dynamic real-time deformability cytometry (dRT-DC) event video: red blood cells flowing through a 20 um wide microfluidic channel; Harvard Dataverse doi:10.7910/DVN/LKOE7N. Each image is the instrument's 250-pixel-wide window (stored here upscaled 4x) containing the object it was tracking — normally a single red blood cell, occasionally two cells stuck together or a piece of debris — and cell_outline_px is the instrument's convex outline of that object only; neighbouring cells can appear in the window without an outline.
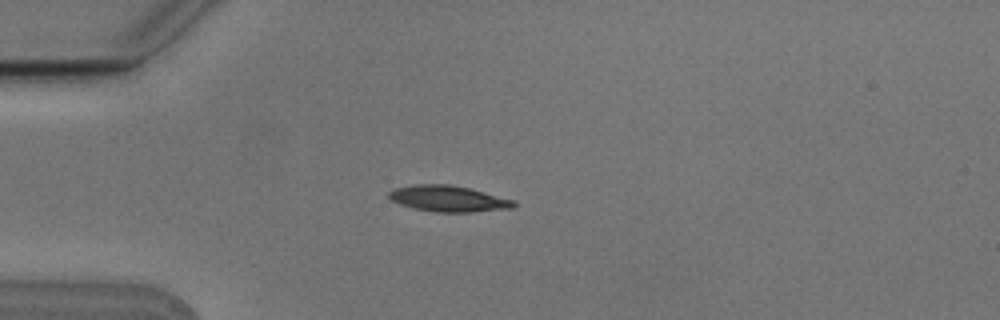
{"species": "Egyptian fruit bat (a non-hibernating species)", "species_latin": "Rousettus aegyptiacus", "temperature_condition": "cold", "stored_images_in_passage": 6, "camera_frame_rate_fps": 3000, "um_per_image_px": 0.085, "animal": {"sex": "male"}, "frame": {"image": 1, "passage_image": 4, "time_ms": 1.0, "image_size_px": [1000, 320], "cell_outline_px": [[516, 204], [512, 208], [472, 212], [436, 212], [412, 208], [400, 204], [392, 200], [388, 196], [388, 192], [396, 188], [416, 184], [448, 184], [468, 188], [516, 200]], "centroid_in_image_um": [38.12, 16.89], "position_along_channel_um": 46.9, "area_um2": 18.9}}